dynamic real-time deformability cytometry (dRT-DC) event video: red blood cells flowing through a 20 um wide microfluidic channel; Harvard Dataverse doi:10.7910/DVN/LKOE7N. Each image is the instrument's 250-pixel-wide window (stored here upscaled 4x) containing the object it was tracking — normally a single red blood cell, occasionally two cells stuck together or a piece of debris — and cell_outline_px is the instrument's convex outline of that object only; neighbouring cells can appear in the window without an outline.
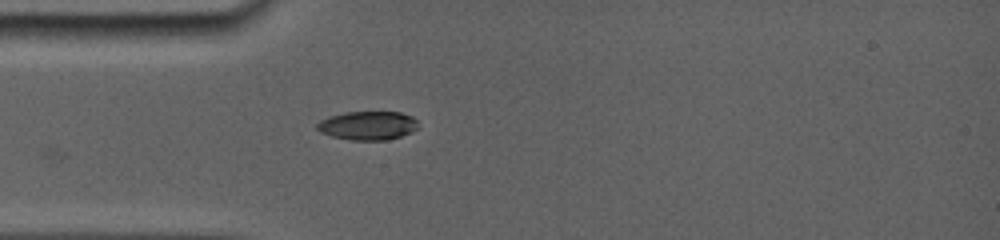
{"species": "common noctule bat (a hibernating species)", "species_latin": "Nyctalus noctula", "temperature_condition": "room temperature", "stored_images_in_passage": 8, "camera_frame_rate_fps": 5000, "um_per_image_px": 0.085, "animal": {"sex": "female", "body_mass_g": 19.0, "forearm_length_mm": 56.7}, "frame": {"image": 1, "passage_image": 1, "time_ms": 0.0, "image_size_px": [1000, 240], "cell_outline_px": [[416, 128], [400, 136], [384, 140], [356, 140], [332, 136], [316, 128], [316, 124], [320, 120], [328, 116], [348, 112], [400, 112], [412, 116], [416, 120]], "centroid_in_image_um": [31.24, 10.65], "position_along_channel_um": 53.8, "area_um2": 16.53}}
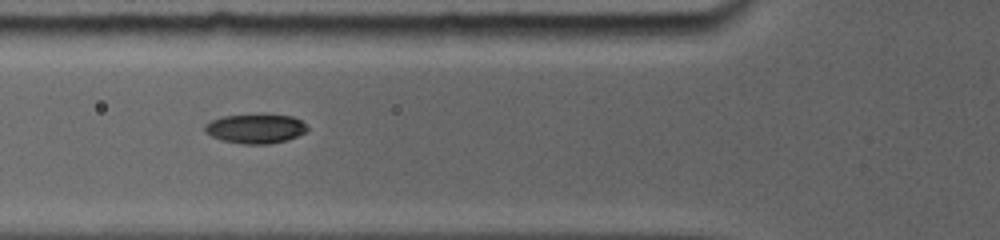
{"frame": {"image": 2, "passage_image": 4, "time_ms": 1.4, "image_size_px": [1000, 240], "cell_outline_px": [[308, 128], [304, 132], [296, 136], [284, 140], [264, 144], [244, 144], [224, 140], [212, 136], [204, 128], [212, 120], [224, 116], [292, 116], [300, 120]], "centroid_in_image_um": [21.72, 10.95], "position_along_channel_um": 104.1, "area_um2": 16.53}}
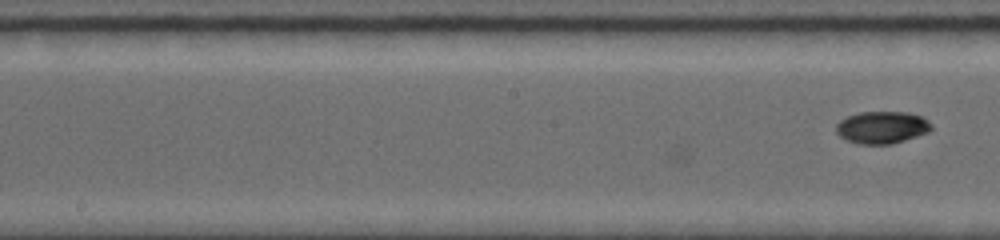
{"frame": {"image": 3, "passage_image": 8, "time_ms": 3.2, "image_size_px": [1000, 240], "cell_outline_px": [[932, 128], [924, 132], [888, 144], [860, 144], [848, 140], [840, 136], [836, 132], [836, 124], [840, 120], [848, 116], [860, 112], [904, 112], [920, 116], [928, 120]], "centroid_in_image_um": [74.89, 10.81], "position_along_channel_um": 173.3, "area_um2": 17.28}}